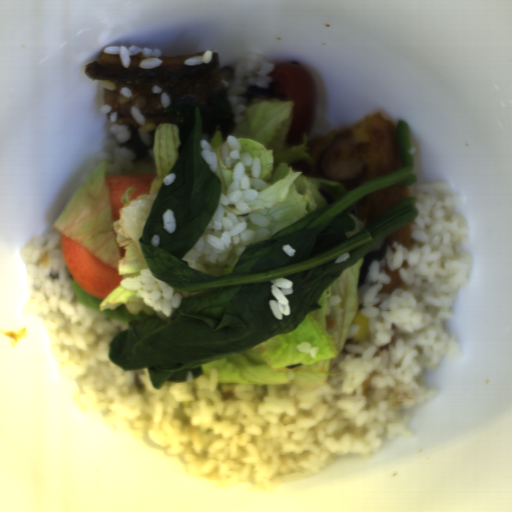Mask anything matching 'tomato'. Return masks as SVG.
I'll return each mask as SVG.
<instances>
[{"mask_svg":"<svg viewBox=\"0 0 512 512\" xmlns=\"http://www.w3.org/2000/svg\"><path fill=\"white\" fill-rule=\"evenodd\" d=\"M272 77L268 86L277 83L279 100L294 101L292 120L284 139L286 144L303 143L302 132L311 134L317 114V88L311 71L298 63L276 65L267 74Z\"/></svg>","mask_w":512,"mask_h":512,"instance_id":"512abeb7","label":"tomato"}]
</instances>
